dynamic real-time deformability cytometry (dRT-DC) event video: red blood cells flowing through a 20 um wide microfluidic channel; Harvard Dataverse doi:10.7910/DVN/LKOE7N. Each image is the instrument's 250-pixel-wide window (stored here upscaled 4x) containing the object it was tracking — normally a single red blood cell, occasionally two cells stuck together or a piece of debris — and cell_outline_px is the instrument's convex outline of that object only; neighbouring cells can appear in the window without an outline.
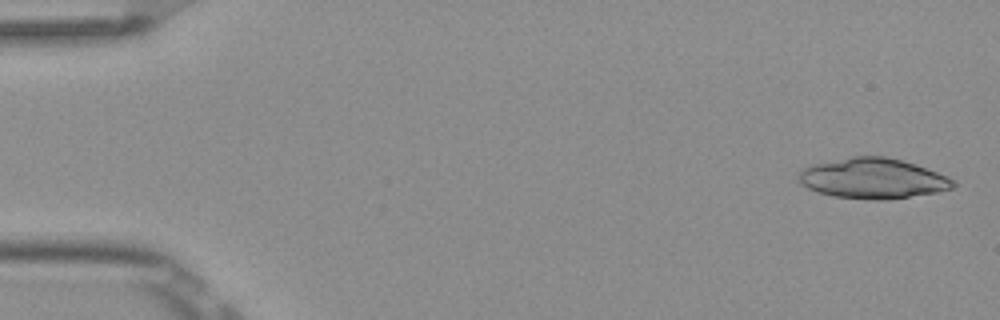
{"species": "Egyptian fruit bat (a non-hibernating species)", "species_latin": "Rousettus aegyptiacus", "temperature_condition": "room temperature", "stored_images_in_passage": 6, "camera_frame_rate_fps": 3000, "um_per_image_px": 0.085, "frame": {"image": 1, "passage_image": 1, "time_ms": 0.0, "image_size_px": [1000, 320], "cell_outline_px": [[956, 184], [952, 188], [936, 192], [884, 200], [876, 200], [832, 196], [816, 192], [808, 188], [800, 180], [800, 172], [804, 168], [812, 164], [852, 156], [884, 156], [916, 164], [948, 176], [956, 180]], "centroid_in_image_um": [74.22, 15.16], "position_along_channel_um": 10.8, "area_um2": 36.13}}